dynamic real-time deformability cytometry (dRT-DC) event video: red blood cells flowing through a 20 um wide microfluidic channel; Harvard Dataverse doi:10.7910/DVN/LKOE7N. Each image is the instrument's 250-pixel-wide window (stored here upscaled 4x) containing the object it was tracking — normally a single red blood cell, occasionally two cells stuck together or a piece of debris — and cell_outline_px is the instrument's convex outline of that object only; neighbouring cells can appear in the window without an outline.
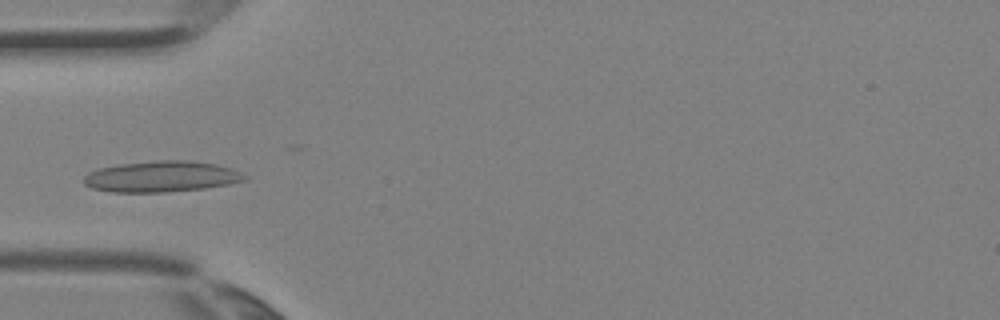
{"species": "Egyptian fruit bat (a non-hibernating species)", "species_latin": "Rousettus aegyptiacus", "temperature_condition": "room temperature", "stored_images_in_passage": 4, "camera_frame_rate_fps": 3000, "um_per_image_px": 0.085, "animal": {"sex": "female"}, "frame": {"image": 1, "passage_image": 4, "time_ms": 1.0, "image_size_px": [1000, 320], "cell_outline_px": [[248, 180], [228, 184], [204, 188], [164, 192], [112, 192], [92, 188], [84, 184], [84, 176], [88, 172], [100, 168], [120, 164], [156, 160], [188, 160], [216, 164], [232, 168], [248, 176]], "centroid_in_image_um": [13.75, 15.0], "position_along_channel_um": 71.3, "area_um2": 29.07}}